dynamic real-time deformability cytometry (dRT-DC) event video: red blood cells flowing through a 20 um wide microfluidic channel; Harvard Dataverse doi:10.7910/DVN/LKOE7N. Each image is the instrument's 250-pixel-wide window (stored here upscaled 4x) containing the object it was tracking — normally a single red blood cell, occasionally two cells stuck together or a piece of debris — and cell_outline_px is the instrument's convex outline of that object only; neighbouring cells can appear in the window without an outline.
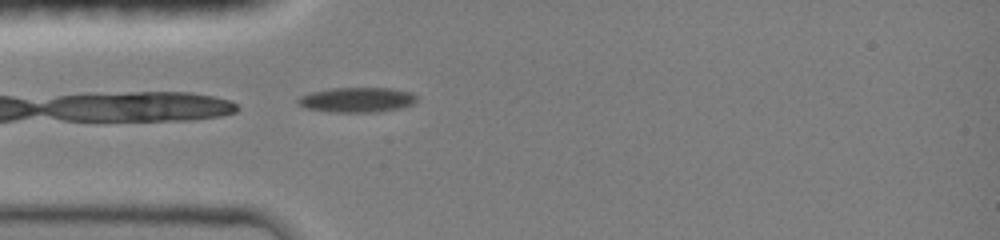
{"species": "common noctule bat (a hibernating species)", "species_latin": "Nyctalus noctula", "temperature_condition": "room temperature", "stored_images_in_passage": 4, "camera_frame_rate_fps": 3000, "um_per_image_px": 0.085, "animal": {"sex": "female", "body_mass_g": 19.0, "forearm_length_mm": 51.5}, "frame": {"image": 1, "passage_image": 1, "time_ms": 0.0, "image_size_px": [1000, 240], "cell_outline_px": [[416, 100], [412, 104], [400, 108], [376, 112], [336, 112], [308, 108], [300, 104], [296, 100], [300, 96], [308, 92], [332, 88], [388, 88], [412, 92], [416, 96]], "centroid_in_image_um": [30.35, 8.47], "position_along_channel_um": 54.7, "area_um2": 17.11}}